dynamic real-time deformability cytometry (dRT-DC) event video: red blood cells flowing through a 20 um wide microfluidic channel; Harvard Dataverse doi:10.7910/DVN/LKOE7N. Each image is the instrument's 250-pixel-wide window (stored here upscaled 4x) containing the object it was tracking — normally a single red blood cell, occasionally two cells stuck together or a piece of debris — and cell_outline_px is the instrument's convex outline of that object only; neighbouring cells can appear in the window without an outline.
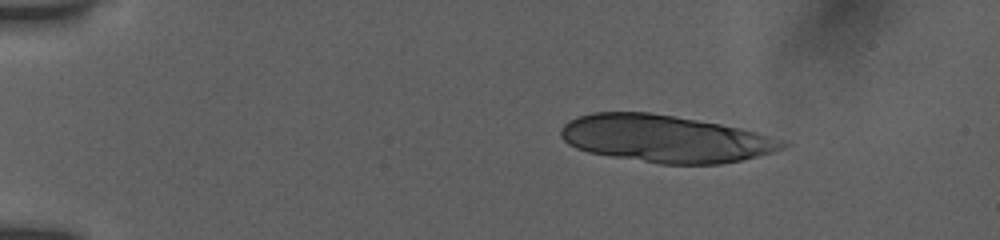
{"species": "human", "species_latin": "Homo sapiens", "temperature_condition": "room temperature", "stored_images_in_passage": 8, "camera_frame_rate_fps": 3000, "um_per_image_px": 0.085, "donor": {"sex": "female"}, "frame": {"image": 1, "passage_image": 1, "time_ms": 0.0, "image_size_px": [1000, 240], "cell_outline_px": [[788, 144], [772, 152], [740, 160], [720, 164], [660, 164], [588, 152], [576, 148], [568, 144], [560, 136], [560, 128], [564, 124], [580, 116], [592, 112], [648, 112], [676, 116], [720, 124], [740, 128], [780, 140]], "centroid_in_image_um": [56.47, 11.79], "position_along_channel_um": 28.5, "area_um2": 60.34}}
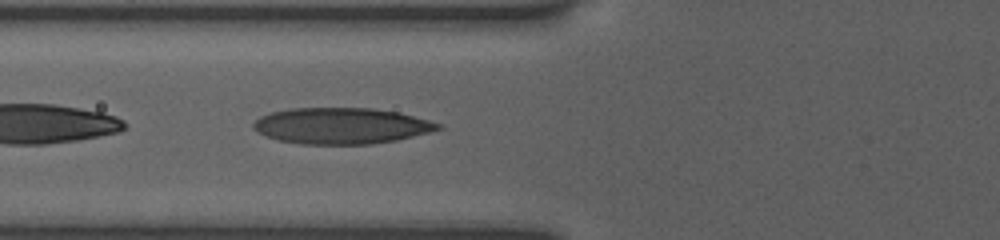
{"frame": {"image": 2, "passage_image": 8, "time_ms": 4.333, "image_size_px": [1000, 240], "cell_outline_px": [[444, 128], [396, 140], [372, 144], [300, 144], [280, 140], [268, 136], [252, 128], [252, 124], [260, 116], [272, 112], [292, 108], [372, 108], [396, 112], [428, 120], [440, 124]], "centroid_in_image_um": [29.0, 10.69], "position_along_channel_um": 96.8, "area_um2": 38.49}}